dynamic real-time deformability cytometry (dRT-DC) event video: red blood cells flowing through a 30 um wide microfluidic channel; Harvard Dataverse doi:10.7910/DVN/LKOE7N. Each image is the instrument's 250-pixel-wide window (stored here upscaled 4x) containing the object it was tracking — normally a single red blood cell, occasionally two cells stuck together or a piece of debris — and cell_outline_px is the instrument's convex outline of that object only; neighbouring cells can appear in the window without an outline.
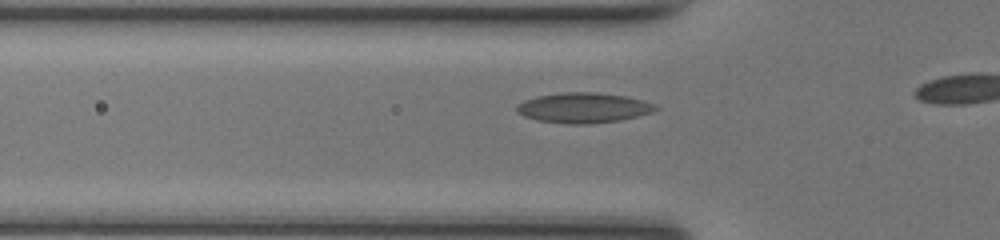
{"species": "common noctule bat (a hibernating species)", "species_latin": "Nyctalus noctula", "temperature_condition": "room temperature", "stored_images_in_passage": 18, "camera_frame_rate_fps": 3000, "um_per_image_px": 0.085, "animal": {"sex": "female", "body_mass_g": 17.0, "forearm_length_mm": 48.0}, "frame": {"image": 1, "passage_image": 13, "time_ms": 4.0, "image_size_px": [1000, 240], "cell_outline_px": [[660, 108], [652, 112], [620, 120], [588, 124], [564, 124], [536, 120], [524, 116], [516, 112], [516, 104], [524, 100], [536, 96], [564, 92], [596, 92], [624, 96], [644, 100], [656, 104]], "centroid_in_image_um": [49.57, 9.16], "position_along_channel_um": 76.2, "area_um2": 24.62}}
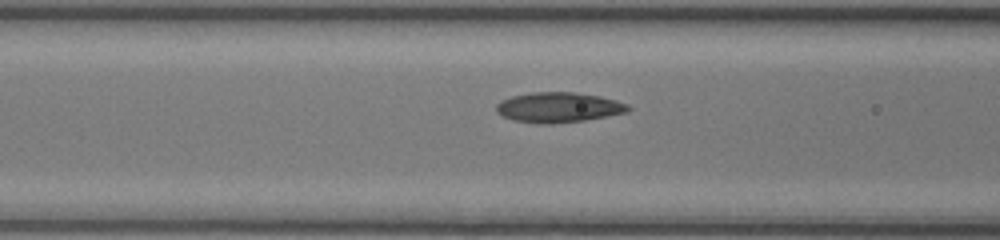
{"frame": {"image": 2, "passage_image": 16, "time_ms": 5.0, "image_size_px": [1000, 240], "cell_outline_px": [[632, 108], [628, 112], [608, 116], [584, 120], [552, 124], [540, 124], [512, 120], [496, 112], [496, 104], [500, 100], [512, 96], [532, 92], [576, 92], [600, 96], [616, 100], [628, 104]], "centroid_in_image_um": [47.48, 9.13], "position_along_channel_um": 119.1, "area_um2": 23.35}}